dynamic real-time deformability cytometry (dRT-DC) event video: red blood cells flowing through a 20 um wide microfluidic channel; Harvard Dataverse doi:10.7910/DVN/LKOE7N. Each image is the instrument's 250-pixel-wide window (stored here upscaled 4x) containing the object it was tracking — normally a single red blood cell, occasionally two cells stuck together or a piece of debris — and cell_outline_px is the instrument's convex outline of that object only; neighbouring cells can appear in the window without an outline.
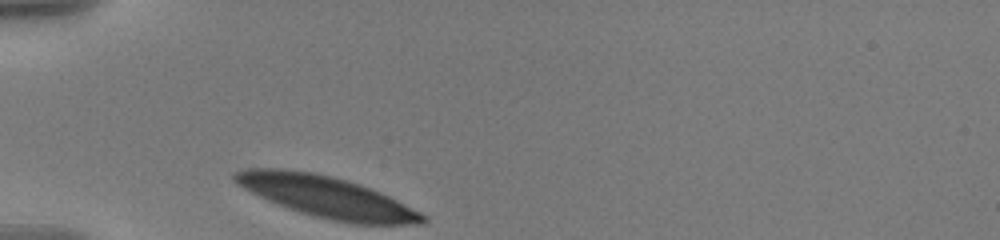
{"species": "human", "species_latin": "Homo sapiens", "temperature_condition": "warm", "stored_images_in_passage": 32, "camera_frame_rate_fps": 3000, "um_per_image_px": 0.085, "donor": {"sex": "male"}, "frame": {"image": 1, "passage_image": 1, "time_ms": 0.0, "image_size_px": [1000, 240], "cell_outline_px": [[428, 220], [424, 224], [352, 224], [332, 220], [300, 212], [288, 208], [268, 200], [236, 184], [232, 180], [232, 176], [236, 172], [248, 168], [280, 168], [312, 172], [360, 184], [380, 192], [428, 216]], "centroid_in_image_um": [27.78, 16.74], "position_along_channel_um": 57.2, "area_um2": 44.74}}
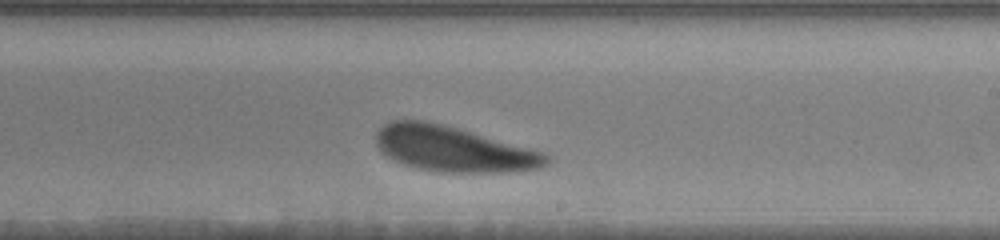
{"frame": {"image": 2, "passage_image": 19, "time_ms": 6.0, "image_size_px": [1000, 240], "cell_outline_px": [[548, 164], [544, 168], [512, 172], [432, 172], [416, 168], [404, 164], [380, 152], [376, 144], [376, 132], [388, 120], [424, 120], [456, 128], [544, 152], [548, 156]], "centroid_in_image_um": [38.52, 12.68], "position_along_channel_um": 250.5, "area_um2": 44.97}}
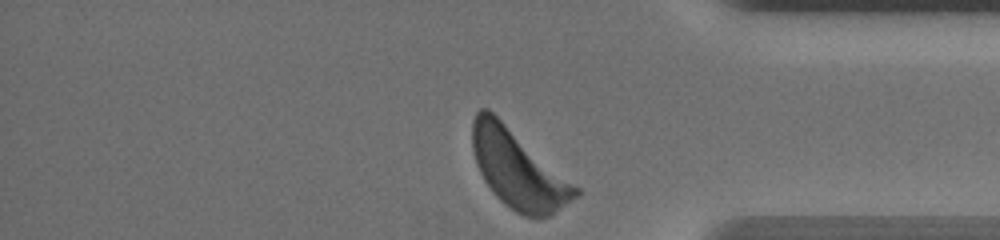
{"frame": {"image": 3, "passage_image": 32, "time_ms": 10.333, "image_size_px": [1000, 240], "cell_outline_px": [[580, 196], [548, 216], [524, 216], [516, 212], [504, 204], [492, 192], [484, 180], [476, 164], [472, 148], [472, 120], [476, 112], [480, 108], [488, 108], [580, 188]], "centroid_in_image_um": [44.03, 14.37], "position_along_channel_um": 391.2, "area_um2": 46.7}, "authors_computed_cell_mechanics": {"area_um2": 45.9221, "velocity_mm_per_s": 3.4677, "shape_relaxation_time_tau1_ms": 2.0988, "shape_relaxation_time_tau2_ms": null, "deformation_change_tau1": 0.1118, "deformation_change_tau2": null}}